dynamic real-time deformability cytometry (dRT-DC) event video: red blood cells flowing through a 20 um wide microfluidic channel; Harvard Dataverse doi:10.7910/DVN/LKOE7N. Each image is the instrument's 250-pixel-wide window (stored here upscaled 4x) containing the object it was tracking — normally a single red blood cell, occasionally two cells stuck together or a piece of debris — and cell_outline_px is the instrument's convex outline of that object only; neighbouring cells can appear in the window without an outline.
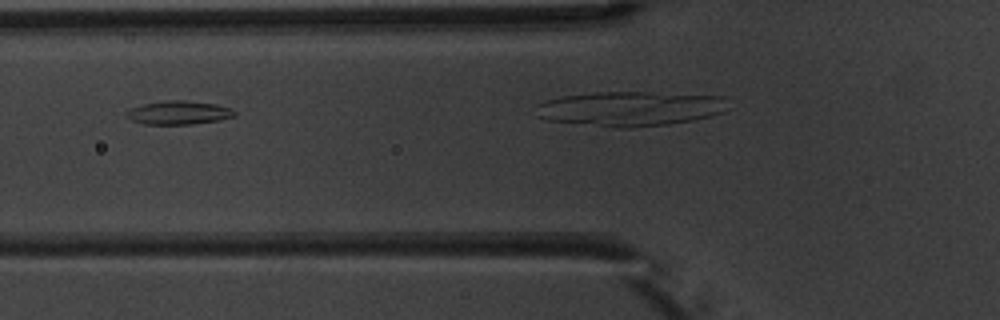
{"species": "common noctule bat (a hibernating species)", "species_latin": "Nyctalus noctula", "temperature_condition": "warm", "stored_images_in_passage": 7, "camera_frame_rate_fps": 3000, "um_per_image_px": 0.085, "animal": {"sex": "male", "body_mass_g": 20.1, "forearm_length_mm": 53.5}, "frame": {"image": 1, "passage_image": 4, "time_ms": 3.333, "image_size_px": [1000, 320], "cell_outline_px": [[236, 116], [220, 120], [192, 124], [144, 124], [132, 120], [124, 116], [124, 112], [128, 108], [144, 104], [168, 100], [184, 100], [216, 104], [232, 108], [236, 112]], "centroid_in_image_um": [15.17, 9.57], "position_along_channel_um": 110.6, "area_um2": 15.03}}